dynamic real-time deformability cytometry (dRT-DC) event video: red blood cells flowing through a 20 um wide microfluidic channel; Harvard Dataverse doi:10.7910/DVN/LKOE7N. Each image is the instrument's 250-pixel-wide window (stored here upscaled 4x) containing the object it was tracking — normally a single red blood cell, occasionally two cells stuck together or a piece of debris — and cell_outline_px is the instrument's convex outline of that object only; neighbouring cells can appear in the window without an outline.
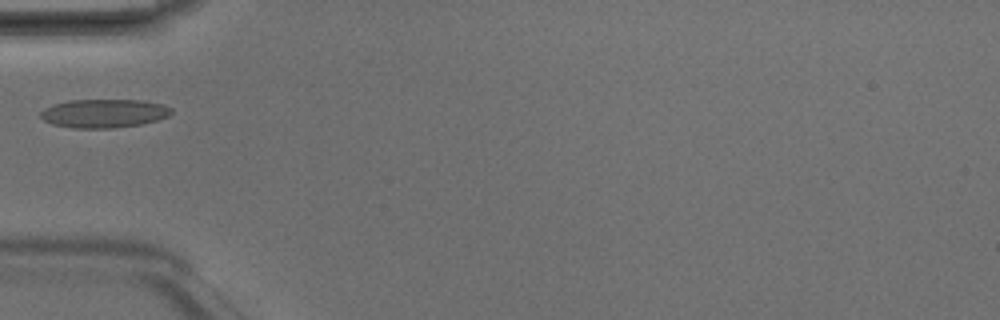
{"species": "Egyptian fruit bat (a non-hibernating species)", "species_latin": "Rousettus aegyptiacus", "temperature_condition": "room temperature", "stored_images_in_passage": 2, "camera_frame_rate_fps": 3000, "um_per_image_px": 0.085, "animal": {"sex": "male"}, "frame": {"image": 1, "passage_image": 1, "time_ms": 0.0, "image_size_px": [1000, 320], "cell_outline_px": [[172, 112], [168, 116], [144, 124], [112, 128], [72, 128], [52, 124], [44, 120], [40, 116], [40, 112], [44, 108], [52, 104], [68, 100], [144, 100], [164, 104], [172, 108]], "centroid_in_image_um": [8.84, 9.63], "position_along_channel_um": 76.2, "area_um2": 22.02}}